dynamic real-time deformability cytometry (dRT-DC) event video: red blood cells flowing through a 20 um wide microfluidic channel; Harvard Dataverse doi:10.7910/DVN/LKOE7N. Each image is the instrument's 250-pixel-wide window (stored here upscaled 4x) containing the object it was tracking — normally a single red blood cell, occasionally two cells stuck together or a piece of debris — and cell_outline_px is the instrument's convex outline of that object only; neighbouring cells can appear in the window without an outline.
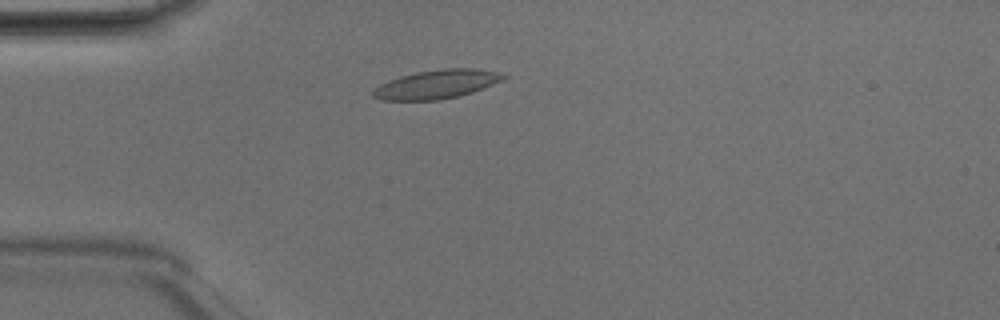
{"species": "Egyptian fruit bat (a non-hibernating species)", "species_latin": "Rousettus aegyptiacus", "temperature_condition": "room temperature", "stored_images_in_passage": 36, "camera_frame_rate_fps": 3000, "um_per_image_px": 0.085, "animal": {"sex": "male"}, "frame": {"image": 1, "passage_image": 1, "time_ms": 0.0, "image_size_px": [1000, 320], "cell_outline_px": [[508, 76], [492, 84], [472, 92], [440, 100], [380, 100], [372, 96], [372, 92], [380, 84], [388, 80], [400, 76], [416, 72], [444, 68], [476, 68], [500, 72]], "centroid_in_image_um": [37.09, 7.15], "position_along_channel_um": 47.9, "area_um2": 21.73}}
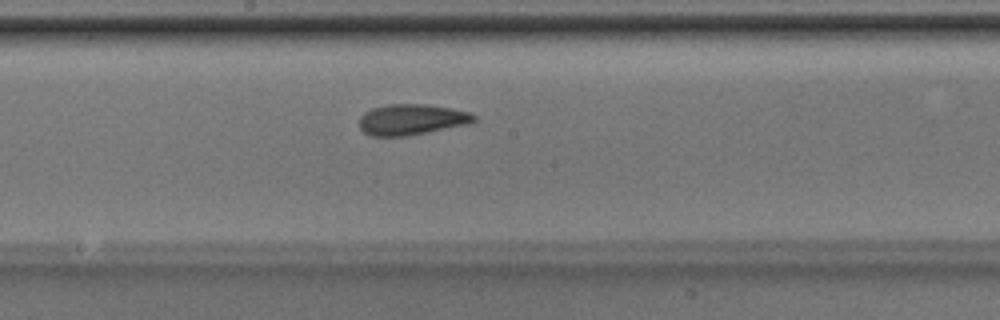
{"frame": {"image": 2, "passage_image": 14, "time_ms": 4.333, "image_size_px": [1000, 320], "cell_outline_px": [[476, 120], [472, 124], [408, 136], [372, 136], [364, 132], [360, 128], [360, 116], [364, 112], [372, 108], [388, 104], [424, 104], [452, 108], [472, 112], [476, 116]], "centroid_in_image_um": [35.04, 10.16], "position_along_channel_um": 213.2, "area_um2": 20.92}}
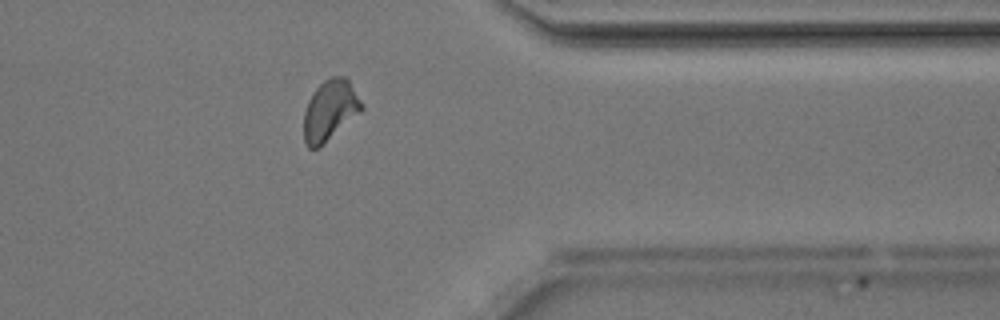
{"frame": {"image": 3, "passage_image": 27, "time_ms": 8.667, "image_size_px": [1000, 320], "cell_outline_px": [[364, 108], [360, 112], [320, 148], [308, 148], [304, 140], [304, 112], [308, 100], [316, 88], [324, 80], [332, 76], [344, 76], [348, 80], [364, 104]], "centroid_in_image_um": [28.04, 9.39], "position_along_channel_um": 383.4, "area_um2": 20.4}, "authors_computed_cell_mechanics": {"area_um2": 20.23, "velocity_mm_per_s": 4.1751, "shape_relaxation_time_tau1_ms": 5.3488, "shape_relaxation_time_tau2_ms": 2.0564, "deformation_change_tau1": 0.1397, "deformation_change_tau2": 0.0938}}